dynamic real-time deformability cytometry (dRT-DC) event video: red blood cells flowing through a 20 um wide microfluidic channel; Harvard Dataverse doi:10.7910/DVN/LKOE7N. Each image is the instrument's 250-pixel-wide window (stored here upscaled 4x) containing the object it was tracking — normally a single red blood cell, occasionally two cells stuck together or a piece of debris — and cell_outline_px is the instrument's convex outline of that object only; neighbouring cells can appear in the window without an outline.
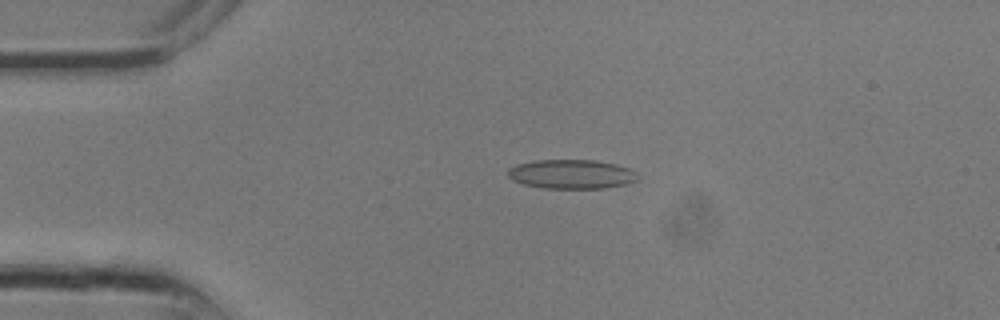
{"species": "common noctule bat (a hibernating species)", "species_latin": "Nyctalus noctula", "temperature_condition": "room temperature", "stored_images_in_passage": 13, "camera_frame_rate_fps": 3000, "um_per_image_px": 0.085, "animal": {"sex": "male", "body_mass_g": 13.3}, "frame": {"image": 1, "passage_image": 6, "time_ms": 1.667, "image_size_px": [1000, 320], "cell_outline_px": [[640, 180], [628, 184], [608, 188], [544, 188], [524, 184], [512, 180], [508, 176], [508, 168], [516, 164], [536, 160], [596, 160], [616, 164], [628, 168], [636, 172]], "centroid_in_image_um": [48.61, 14.8], "position_along_channel_um": 36.4, "area_um2": 22.31}}
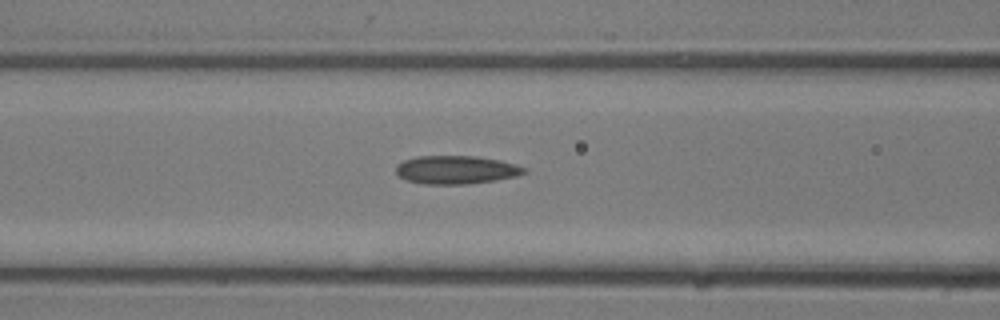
{"frame": {"image": 2, "passage_image": 11, "time_ms": 3.333, "image_size_px": [1000, 320], "cell_outline_px": [[528, 172], [516, 176], [468, 184], [424, 184], [408, 180], [400, 176], [396, 172], [396, 164], [404, 160], [416, 156], [476, 156], [500, 160], [516, 164], [528, 168]], "centroid_in_image_um": [38.79, 14.42], "position_along_channel_um": 127.8, "area_um2": 21.15}}
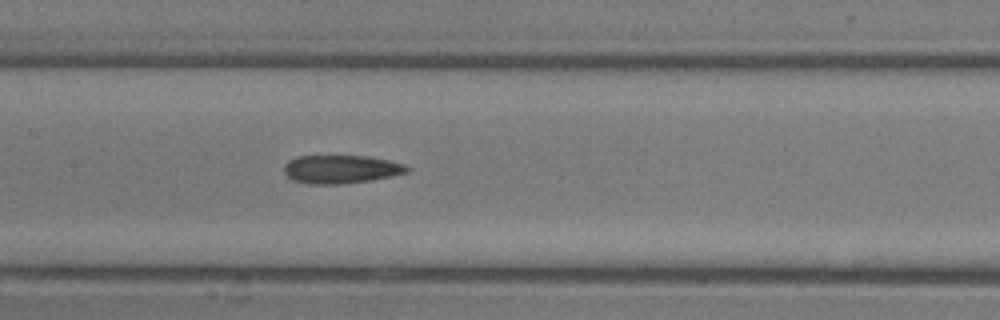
{"frame": {"image": 3, "passage_image": 13, "time_ms": 4.0, "image_size_px": [1000, 320], "cell_outline_px": [[412, 168], [408, 172], [392, 176], [372, 180], [344, 184], [308, 184], [292, 180], [284, 172], [284, 164], [288, 160], [296, 156], [368, 156], [388, 160], [404, 164]], "centroid_in_image_um": [28.99, 14.39], "position_along_channel_um": 178.4, "area_um2": 20.52}}